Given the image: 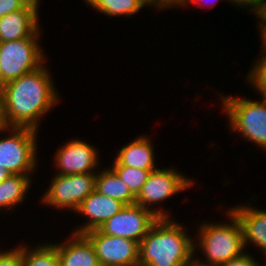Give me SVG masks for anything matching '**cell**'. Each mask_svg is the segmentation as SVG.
<instances>
[{
    "label": "cell",
    "instance_id": "cell-7",
    "mask_svg": "<svg viewBox=\"0 0 266 266\" xmlns=\"http://www.w3.org/2000/svg\"><path fill=\"white\" fill-rule=\"evenodd\" d=\"M39 40L24 38L0 42V87L34 71L47 61L48 55Z\"/></svg>",
    "mask_w": 266,
    "mask_h": 266
},
{
    "label": "cell",
    "instance_id": "cell-34",
    "mask_svg": "<svg viewBox=\"0 0 266 266\" xmlns=\"http://www.w3.org/2000/svg\"><path fill=\"white\" fill-rule=\"evenodd\" d=\"M193 266H204V265L199 264V263L196 262V260L193 258Z\"/></svg>",
    "mask_w": 266,
    "mask_h": 266
},
{
    "label": "cell",
    "instance_id": "cell-19",
    "mask_svg": "<svg viewBox=\"0 0 266 266\" xmlns=\"http://www.w3.org/2000/svg\"><path fill=\"white\" fill-rule=\"evenodd\" d=\"M86 6L92 7L99 14L107 17H127L136 15L144 7L147 8V0H84Z\"/></svg>",
    "mask_w": 266,
    "mask_h": 266
},
{
    "label": "cell",
    "instance_id": "cell-32",
    "mask_svg": "<svg viewBox=\"0 0 266 266\" xmlns=\"http://www.w3.org/2000/svg\"><path fill=\"white\" fill-rule=\"evenodd\" d=\"M28 3H34L40 7V3H42L40 0H26Z\"/></svg>",
    "mask_w": 266,
    "mask_h": 266
},
{
    "label": "cell",
    "instance_id": "cell-4",
    "mask_svg": "<svg viewBox=\"0 0 266 266\" xmlns=\"http://www.w3.org/2000/svg\"><path fill=\"white\" fill-rule=\"evenodd\" d=\"M219 96L221 111L224 112L229 124L228 130L240 135L261 150H266V98L250 100L235 95ZM221 101V102H220ZM230 127V128H229Z\"/></svg>",
    "mask_w": 266,
    "mask_h": 266
},
{
    "label": "cell",
    "instance_id": "cell-26",
    "mask_svg": "<svg viewBox=\"0 0 266 266\" xmlns=\"http://www.w3.org/2000/svg\"><path fill=\"white\" fill-rule=\"evenodd\" d=\"M219 266H263V265H261V263L258 262L257 259H255L252 256V253L245 252L243 255L231 259L228 262L223 263Z\"/></svg>",
    "mask_w": 266,
    "mask_h": 266
},
{
    "label": "cell",
    "instance_id": "cell-25",
    "mask_svg": "<svg viewBox=\"0 0 266 266\" xmlns=\"http://www.w3.org/2000/svg\"><path fill=\"white\" fill-rule=\"evenodd\" d=\"M149 8L157 9V11L167 10L171 8L185 7L187 0H148ZM161 9V10H160Z\"/></svg>",
    "mask_w": 266,
    "mask_h": 266
},
{
    "label": "cell",
    "instance_id": "cell-33",
    "mask_svg": "<svg viewBox=\"0 0 266 266\" xmlns=\"http://www.w3.org/2000/svg\"><path fill=\"white\" fill-rule=\"evenodd\" d=\"M179 266H193V259Z\"/></svg>",
    "mask_w": 266,
    "mask_h": 266
},
{
    "label": "cell",
    "instance_id": "cell-6",
    "mask_svg": "<svg viewBox=\"0 0 266 266\" xmlns=\"http://www.w3.org/2000/svg\"><path fill=\"white\" fill-rule=\"evenodd\" d=\"M195 181L194 178L187 177L176 167H158L150 172L147 181L136 197V204L149 209L159 218H173L171 211L161 206L162 203H166L168 198L195 186ZM158 204L160 207L155 208L154 206Z\"/></svg>",
    "mask_w": 266,
    "mask_h": 266
},
{
    "label": "cell",
    "instance_id": "cell-10",
    "mask_svg": "<svg viewBox=\"0 0 266 266\" xmlns=\"http://www.w3.org/2000/svg\"><path fill=\"white\" fill-rule=\"evenodd\" d=\"M158 219L155 213L135 203L125 205L99 230L106 235L123 237L140 243Z\"/></svg>",
    "mask_w": 266,
    "mask_h": 266
},
{
    "label": "cell",
    "instance_id": "cell-14",
    "mask_svg": "<svg viewBox=\"0 0 266 266\" xmlns=\"http://www.w3.org/2000/svg\"><path fill=\"white\" fill-rule=\"evenodd\" d=\"M251 204L252 202H246V204H238L235 207L231 206L229 209L241 224L246 251L247 246L252 243L254 249L262 252L263 258L266 260V210L255 208Z\"/></svg>",
    "mask_w": 266,
    "mask_h": 266
},
{
    "label": "cell",
    "instance_id": "cell-16",
    "mask_svg": "<svg viewBox=\"0 0 266 266\" xmlns=\"http://www.w3.org/2000/svg\"><path fill=\"white\" fill-rule=\"evenodd\" d=\"M143 135V136H142ZM121 147L113 157L112 165L128 166L136 169L155 170V150L151 137L142 134Z\"/></svg>",
    "mask_w": 266,
    "mask_h": 266
},
{
    "label": "cell",
    "instance_id": "cell-9",
    "mask_svg": "<svg viewBox=\"0 0 266 266\" xmlns=\"http://www.w3.org/2000/svg\"><path fill=\"white\" fill-rule=\"evenodd\" d=\"M63 144L59 146L54 156H52L54 161L53 168L56 169L54 174L77 175L97 173L101 163L99 161V150L96 149L95 145L81 140V138H71Z\"/></svg>",
    "mask_w": 266,
    "mask_h": 266
},
{
    "label": "cell",
    "instance_id": "cell-15",
    "mask_svg": "<svg viewBox=\"0 0 266 266\" xmlns=\"http://www.w3.org/2000/svg\"><path fill=\"white\" fill-rule=\"evenodd\" d=\"M68 236L56 242L60 266H101L93 244L84 234Z\"/></svg>",
    "mask_w": 266,
    "mask_h": 266
},
{
    "label": "cell",
    "instance_id": "cell-2",
    "mask_svg": "<svg viewBox=\"0 0 266 266\" xmlns=\"http://www.w3.org/2000/svg\"><path fill=\"white\" fill-rule=\"evenodd\" d=\"M183 224L159 218L139 243V266H179L192 260L194 237Z\"/></svg>",
    "mask_w": 266,
    "mask_h": 266
},
{
    "label": "cell",
    "instance_id": "cell-13",
    "mask_svg": "<svg viewBox=\"0 0 266 266\" xmlns=\"http://www.w3.org/2000/svg\"><path fill=\"white\" fill-rule=\"evenodd\" d=\"M125 205L118 200L107 197L94 190L80 204L74 214L86 218L82 225H76L71 233L85 234L88 231L99 229L107 220L117 214Z\"/></svg>",
    "mask_w": 266,
    "mask_h": 266
},
{
    "label": "cell",
    "instance_id": "cell-20",
    "mask_svg": "<svg viewBox=\"0 0 266 266\" xmlns=\"http://www.w3.org/2000/svg\"><path fill=\"white\" fill-rule=\"evenodd\" d=\"M34 247V248H33ZM22 266H60L55 242L29 246L23 243Z\"/></svg>",
    "mask_w": 266,
    "mask_h": 266
},
{
    "label": "cell",
    "instance_id": "cell-18",
    "mask_svg": "<svg viewBox=\"0 0 266 266\" xmlns=\"http://www.w3.org/2000/svg\"><path fill=\"white\" fill-rule=\"evenodd\" d=\"M103 169V170H102ZM99 169L95 178V190L112 199L118 200L124 205L136 203V197L129 187L118 177L116 172L107 167Z\"/></svg>",
    "mask_w": 266,
    "mask_h": 266
},
{
    "label": "cell",
    "instance_id": "cell-8",
    "mask_svg": "<svg viewBox=\"0 0 266 266\" xmlns=\"http://www.w3.org/2000/svg\"><path fill=\"white\" fill-rule=\"evenodd\" d=\"M97 173L51 176L49 187L38 200L45 206L75 212L82 201L95 190Z\"/></svg>",
    "mask_w": 266,
    "mask_h": 266
},
{
    "label": "cell",
    "instance_id": "cell-31",
    "mask_svg": "<svg viewBox=\"0 0 266 266\" xmlns=\"http://www.w3.org/2000/svg\"><path fill=\"white\" fill-rule=\"evenodd\" d=\"M10 175L12 174L8 170L2 169V167H0V182H2L4 179L9 177Z\"/></svg>",
    "mask_w": 266,
    "mask_h": 266
},
{
    "label": "cell",
    "instance_id": "cell-11",
    "mask_svg": "<svg viewBox=\"0 0 266 266\" xmlns=\"http://www.w3.org/2000/svg\"><path fill=\"white\" fill-rule=\"evenodd\" d=\"M93 244L101 266H139V243L102 233L99 229L84 234Z\"/></svg>",
    "mask_w": 266,
    "mask_h": 266
},
{
    "label": "cell",
    "instance_id": "cell-1",
    "mask_svg": "<svg viewBox=\"0 0 266 266\" xmlns=\"http://www.w3.org/2000/svg\"><path fill=\"white\" fill-rule=\"evenodd\" d=\"M46 63L0 87L8 127H26L39 131L43 117L61 102L54 77Z\"/></svg>",
    "mask_w": 266,
    "mask_h": 266
},
{
    "label": "cell",
    "instance_id": "cell-22",
    "mask_svg": "<svg viewBox=\"0 0 266 266\" xmlns=\"http://www.w3.org/2000/svg\"><path fill=\"white\" fill-rule=\"evenodd\" d=\"M116 172L118 177L129 187L131 193L137 197L142 189V186L147 181V178L153 170H143L131 168L122 165H110Z\"/></svg>",
    "mask_w": 266,
    "mask_h": 266
},
{
    "label": "cell",
    "instance_id": "cell-23",
    "mask_svg": "<svg viewBox=\"0 0 266 266\" xmlns=\"http://www.w3.org/2000/svg\"><path fill=\"white\" fill-rule=\"evenodd\" d=\"M21 244V245H20ZM23 243L9 249H0V266H22Z\"/></svg>",
    "mask_w": 266,
    "mask_h": 266
},
{
    "label": "cell",
    "instance_id": "cell-28",
    "mask_svg": "<svg viewBox=\"0 0 266 266\" xmlns=\"http://www.w3.org/2000/svg\"><path fill=\"white\" fill-rule=\"evenodd\" d=\"M254 17L257 18L258 33L262 41L266 37V0L262 3L261 8Z\"/></svg>",
    "mask_w": 266,
    "mask_h": 266
},
{
    "label": "cell",
    "instance_id": "cell-29",
    "mask_svg": "<svg viewBox=\"0 0 266 266\" xmlns=\"http://www.w3.org/2000/svg\"><path fill=\"white\" fill-rule=\"evenodd\" d=\"M217 1L218 2L223 1V2L227 3L226 0L225 1L224 0H187V2L185 4V8H187L190 4L191 5L193 4V6L197 5L199 7H201V6L207 7L206 9L211 8V7L214 8L215 4L218 3Z\"/></svg>",
    "mask_w": 266,
    "mask_h": 266
},
{
    "label": "cell",
    "instance_id": "cell-3",
    "mask_svg": "<svg viewBox=\"0 0 266 266\" xmlns=\"http://www.w3.org/2000/svg\"><path fill=\"white\" fill-rule=\"evenodd\" d=\"M225 210L223 215L227 216V220L218 223H205L204 220L198 225L197 236L194 235V259L199 264L219 266L246 252L241 224L229 208ZM197 253L204 258L197 257Z\"/></svg>",
    "mask_w": 266,
    "mask_h": 266
},
{
    "label": "cell",
    "instance_id": "cell-12",
    "mask_svg": "<svg viewBox=\"0 0 266 266\" xmlns=\"http://www.w3.org/2000/svg\"><path fill=\"white\" fill-rule=\"evenodd\" d=\"M39 6L27 3L22 9L0 18V42L41 38Z\"/></svg>",
    "mask_w": 266,
    "mask_h": 266
},
{
    "label": "cell",
    "instance_id": "cell-30",
    "mask_svg": "<svg viewBox=\"0 0 266 266\" xmlns=\"http://www.w3.org/2000/svg\"><path fill=\"white\" fill-rule=\"evenodd\" d=\"M7 127L8 125L6 124V121H5L4 110H3L2 101L0 98V133L3 130H5Z\"/></svg>",
    "mask_w": 266,
    "mask_h": 266
},
{
    "label": "cell",
    "instance_id": "cell-5",
    "mask_svg": "<svg viewBox=\"0 0 266 266\" xmlns=\"http://www.w3.org/2000/svg\"><path fill=\"white\" fill-rule=\"evenodd\" d=\"M38 132L26 127L3 130L0 133L4 135L0 136V167L11 174L34 175L39 166Z\"/></svg>",
    "mask_w": 266,
    "mask_h": 266
},
{
    "label": "cell",
    "instance_id": "cell-21",
    "mask_svg": "<svg viewBox=\"0 0 266 266\" xmlns=\"http://www.w3.org/2000/svg\"><path fill=\"white\" fill-rule=\"evenodd\" d=\"M251 65V69L247 72L245 78L246 84L252 86L256 92L263 98H266V51L261 47L260 54L257 55Z\"/></svg>",
    "mask_w": 266,
    "mask_h": 266
},
{
    "label": "cell",
    "instance_id": "cell-27",
    "mask_svg": "<svg viewBox=\"0 0 266 266\" xmlns=\"http://www.w3.org/2000/svg\"><path fill=\"white\" fill-rule=\"evenodd\" d=\"M27 3L26 0H0V18L22 9Z\"/></svg>",
    "mask_w": 266,
    "mask_h": 266
},
{
    "label": "cell",
    "instance_id": "cell-24",
    "mask_svg": "<svg viewBox=\"0 0 266 266\" xmlns=\"http://www.w3.org/2000/svg\"><path fill=\"white\" fill-rule=\"evenodd\" d=\"M229 5L234 6L235 8L238 7L239 10L243 9V11L246 9L249 14L252 12L253 15H255L258 10L261 8L262 3L265 0H226ZM248 8V9H247Z\"/></svg>",
    "mask_w": 266,
    "mask_h": 266
},
{
    "label": "cell",
    "instance_id": "cell-17",
    "mask_svg": "<svg viewBox=\"0 0 266 266\" xmlns=\"http://www.w3.org/2000/svg\"><path fill=\"white\" fill-rule=\"evenodd\" d=\"M33 175L12 174L0 182V214L18 209L24 203L31 186ZM6 211V212H5Z\"/></svg>",
    "mask_w": 266,
    "mask_h": 266
}]
</instances>
